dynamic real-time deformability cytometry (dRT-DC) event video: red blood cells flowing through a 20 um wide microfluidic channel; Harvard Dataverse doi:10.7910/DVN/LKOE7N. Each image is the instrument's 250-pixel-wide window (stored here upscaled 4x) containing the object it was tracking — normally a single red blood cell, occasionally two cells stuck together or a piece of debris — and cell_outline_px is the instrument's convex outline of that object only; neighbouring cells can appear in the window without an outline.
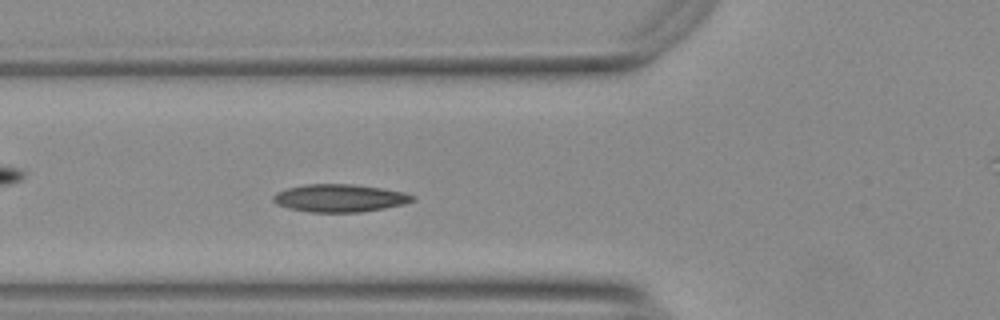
{"species": "Egyptian fruit bat (a non-hibernating species)", "species_latin": "Rousettus aegyptiacus", "temperature_condition": "warm", "stored_images_in_passage": 50, "camera_frame_rate_fps": 3000, "um_per_image_px": 0.085, "animal": {"sex": "female"}, "frame": {"image": 1, "passage_image": 15, "time_ms": 4.667, "image_size_px": [1000, 320], "cell_outline_px": [[416, 200], [404, 204], [384, 208], [360, 212], [308, 212], [288, 208], [276, 204], [272, 200], [272, 196], [276, 192], [288, 188], [308, 184], [352, 184], [380, 188], [404, 192], [416, 196]], "centroid_in_image_um": [28.87, 16.84], "position_along_channel_um": 96.9, "area_um2": 22.54}}
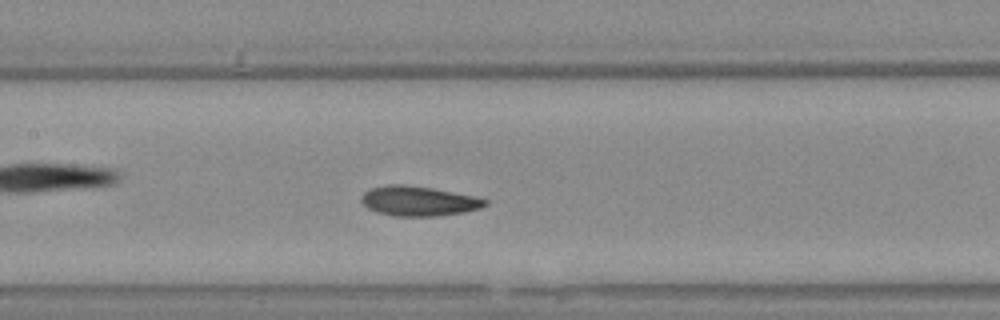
{"frame": {"image": 2, "passage_image": 21, "time_ms": 6.667, "image_size_px": [1000, 320], "cell_outline_px": [[488, 204], [480, 208], [464, 212], [436, 216], [392, 216], [376, 212], [368, 208], [360, 200], [360, 196], [368, 188], [388, 184], [404, 184], [432, 188], [472, 196], [488, 200]], "centroid_in_image_um": [35.52, 17.08], "position_along_channel_um": 171.9, "area_um2": 21.56}}
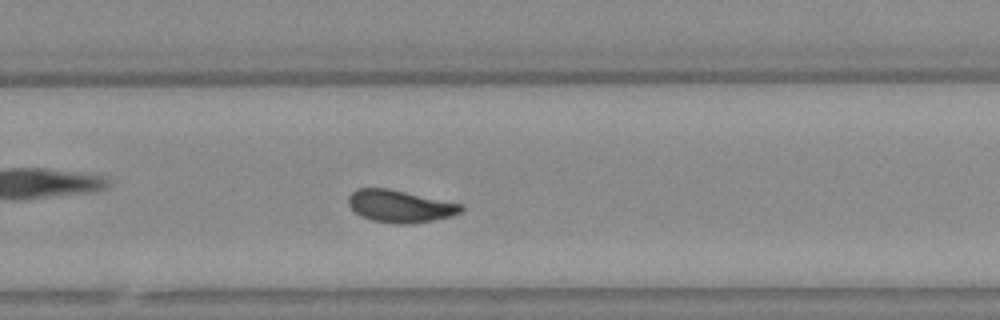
{"frame": {"image": 3, "passage_image": 31, "time_ms": 10.0, "image_size_px": [1000, 320], "cell_outline_px": [[464, 208], [460, 212], [452, 216], [412, 224], [396, 224], [372, 220], [360, 216], [348, 204], [348, 196], [356, 188], [388, 188], [464, 204]], "centroid_in_image_um": [34.01, 17.52], "position_along_channel_um": 295.8, "area_um2": 21.33}, "authors_computed_cell_mechanics": {"area_um2": 21.1837, "velocity_mm_per_s": 3.7349, "shape_relaxation_time_tau1_ms": 5.448, "shape_relaxation_time_tau2_ms": 2.438, "deformation_change_tau1": 0.1382, "deformation_change_tau2": 0.0779}}